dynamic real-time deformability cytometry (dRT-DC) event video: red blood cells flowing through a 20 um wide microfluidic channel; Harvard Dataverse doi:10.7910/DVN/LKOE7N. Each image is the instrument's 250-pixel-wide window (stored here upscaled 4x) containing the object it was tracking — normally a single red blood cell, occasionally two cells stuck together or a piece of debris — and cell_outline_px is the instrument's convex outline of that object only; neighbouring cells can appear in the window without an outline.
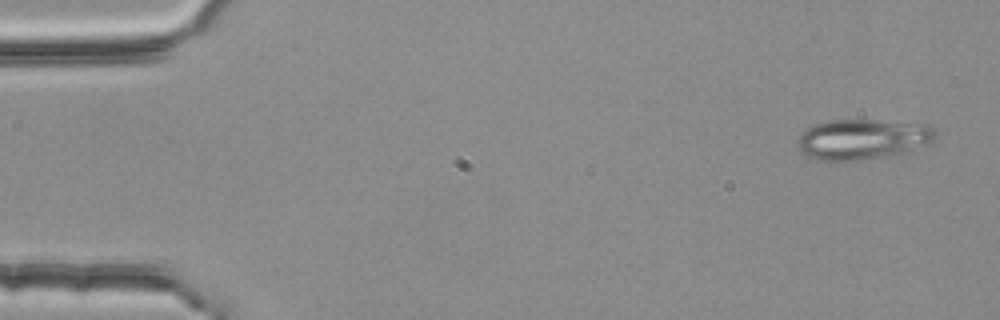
{"species": "common noctule bat (a hibernating species)", "species_latin": "Nyctalus noctula", "temperature_condition": "room temperature", "stored_images_in_passage": 4, "camera_frame_rate_fps": 3000, "um_per_image_px": 0.085, "animal": {"sex": "female", "body_mass_g": 25.1}, "frame": {"image": 1, "passage_image": 1, "time_ms": 0.0, "image_size_px": [1000, 320], "cell_outline_px": [[936, 136], [932, 140], [924, 144], [896, 156], [860, 160], [816, 160], [808, 156], [796, 144], [796, 140], [804, 128], [828, 120], [872, 120], [928, 124], [936, 132]], "centroid_in_image_um": [73.29, 11.83], "position_along_channel_um": 11.7, "area_um2": 32.48}}